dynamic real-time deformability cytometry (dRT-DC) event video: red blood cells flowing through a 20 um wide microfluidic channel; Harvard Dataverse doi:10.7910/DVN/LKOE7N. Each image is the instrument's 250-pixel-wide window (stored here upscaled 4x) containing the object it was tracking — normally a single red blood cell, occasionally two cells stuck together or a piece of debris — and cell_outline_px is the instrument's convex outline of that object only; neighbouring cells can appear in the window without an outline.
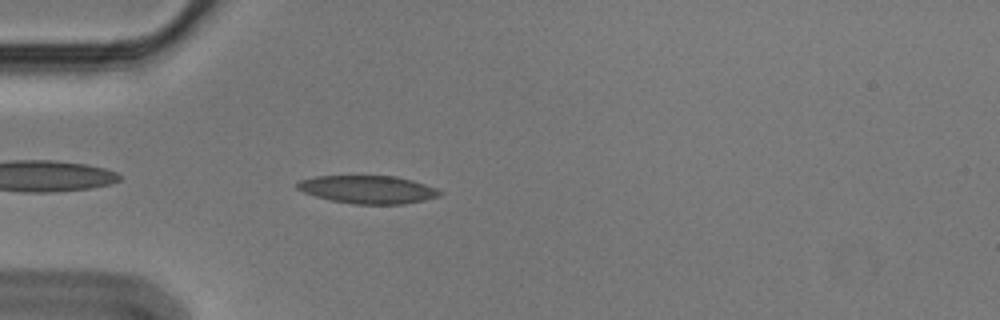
{"species": "Egyptian fruit bat (a non-hibernating species)", "species_latin": "Rousettus aegyptiacus", "temperature_condition": "cold", "stored_images_in_passage": 43, "camera_frame_rate_fps": 3000, "um_per_image_px": 0.085, "animal": {"sex": "male"}, "frame": {"image": 1, "passage_image": 3, "time_ms": 0.667, "image_size_px": [1000, 320], "cell_outline_px": [[444, 192], [440, 196], [424, 200], [404, 204], [352, 204], [332, 200], [316, 196], [304, 192], [296, 188], [296, 184], [300, 180], [316, 176], [396, 176], [412, 180], [436, 188]], "centroid_in_image_um": [31.29, 16.11], "position_along_channel_um": 53.7, "area_um2": 23.18}}
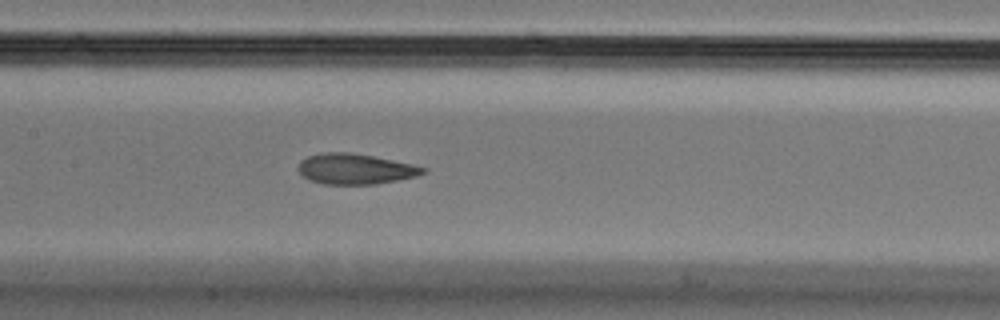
{"frame": {"image": 2, "passage_image": 14, "time_ms": 4.333, "image_size_px": [1000, 320], "cell_outline_px": [[428, 172], [416, 176], [376, 184], [324, 184], [308, 180], [300, 172], [300, 160], [308, 156], [320, 152], [348, 152], [372, 156], [412, 164], [428, 168]], "centroid_in_image_um": [30.21, 14.36], "position_along_channel_um": 177.2, "area_um2": 22.08}}
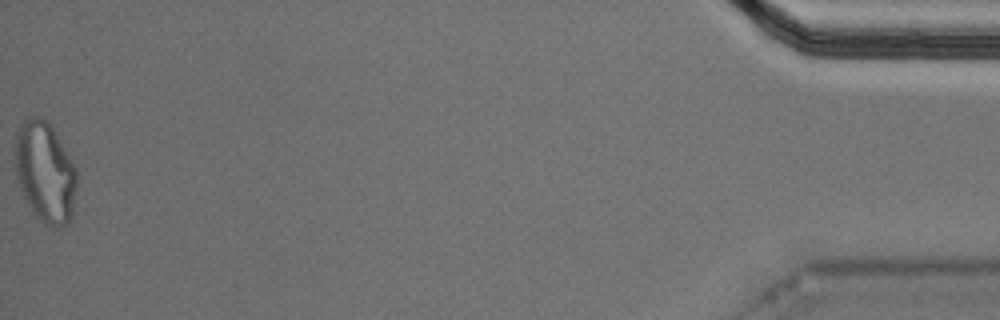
{"frame": {"image": 3, "passage_image": 43, "time_ms": 14.0, "image_size_px": [1000, 320], "cell_outline_px": [[76, 188], [72, 216], [68, 224], [60, 228], [52, 228], [44, 224], [36, 216], [28, 204], [20, 188], [16, 176], [16, 132], [20, 124], [24, 120], [32, 116], [40, 116], [48, 120], [60, 140], [76, 168]], "centroid_in_image_um": [3.84, 14.64], "position_along_channel_um": 431.4, "area_um2": 36.3}, "authors_computed_cell_mechanics": {"area_um2": 23.1778, "velocity_mm_per_s": 3.581, "shape_relaxation_time_tau1_ms": 10.6671, "shape_relaxation_time_tau2_ms": 2.1029, "deformation_change_tau1": 0.2197, "deformation_change_tau2": 0.0909}}